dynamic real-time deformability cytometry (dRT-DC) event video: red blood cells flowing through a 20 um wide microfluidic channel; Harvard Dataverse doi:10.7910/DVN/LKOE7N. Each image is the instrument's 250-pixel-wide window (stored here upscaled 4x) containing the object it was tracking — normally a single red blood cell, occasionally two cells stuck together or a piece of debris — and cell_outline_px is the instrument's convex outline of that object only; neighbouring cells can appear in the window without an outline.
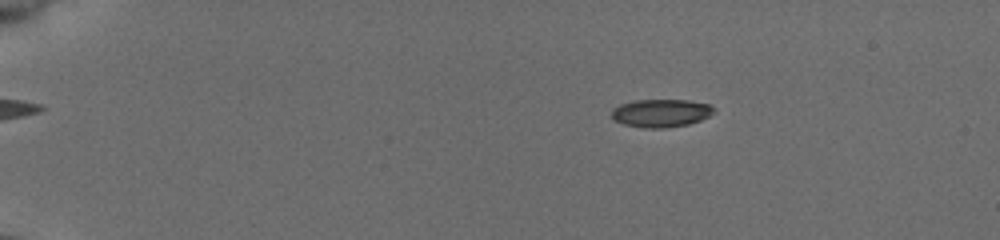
{"species": "common noctule bat (a hibernating species)", "species_latin": "Nyctalus noctula", "temperature_condition": "cold", "stored_images_in_passage": 45, "camera_frame_rate_fps": 3000, "um_per_image_px": 0.085, "animal": {"sex": "female", "body_mass_g": 19.5, "forearm_length_mm": 54.1}, "frame": {"image": 1, "passage_image": 1, "time_ms": 0.0, "image_size_px": [1000, 240], "cell_outline_px": [[716, 112], [700, 120], [688, 124], [664, 128], [644, 128], [624, 124], [612, 120], [612, 108], [620, 104], [632, 100], [688, 100], [708, 104], [716, 108]], "centroid_in_image_um": [56.17, 9.61], "position_along_channel_um": 28.8, "area_um2": 16.82}}
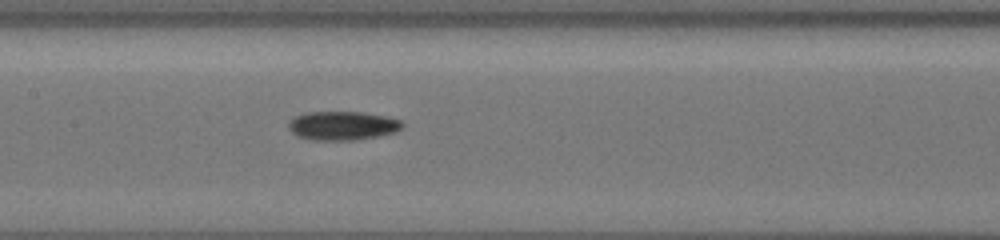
{"frame": {"image": 2, "passage_image": 20, "time_ms": 6.333, "image_size_px": [1000, 240], "cell_outline_px": [[404, 124], [396, 132], [356, 140], [312, 140], [296, 136], [288, 128], [288, 124], [296, 116], [304, 112], [364, 112], [384, 116], [400, 120]], "centroid_in_image_um": [29.09, 10.68], "position_along_channel_um": 178.3, "area_um2": 19.07}}
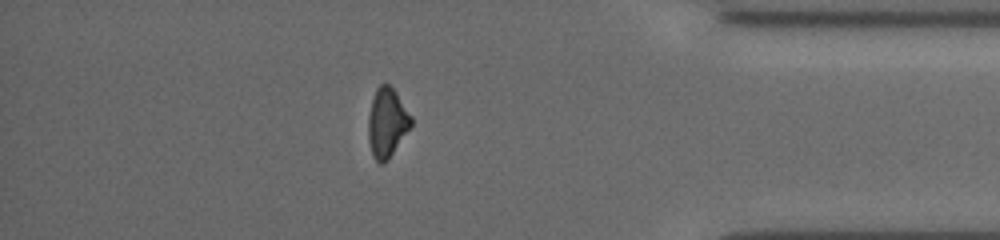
{"frame": {"image": 3, "passage_image": 39, "time_ms": 12.667, "image_size_px": [1000, 240], "cell_outline_px": [[412, 124], [388, 160], [384, 164], [380, 164], [372, 156], [368, 140], [368, 116], [372, 100], [376, 88], [380, 84], [388, 84], [396, 92], [412, 116]], "centroid_in_image_um": [32.88, 10.44], "position_along_channel_um": 402.3, "area_um2": 17.28}, "authors_computed_cell_mechanics": {"area_um2": 17.6868, "velocity_mm_per_s": 3.9067, "shape_relaxation_time_tau1_ms": 5.3905, "shape_relaxation_time_tau2_ms": 8.6858, "deformation_change_tau1": 0.1044, "deformation_change_tau2": 0.1743}}